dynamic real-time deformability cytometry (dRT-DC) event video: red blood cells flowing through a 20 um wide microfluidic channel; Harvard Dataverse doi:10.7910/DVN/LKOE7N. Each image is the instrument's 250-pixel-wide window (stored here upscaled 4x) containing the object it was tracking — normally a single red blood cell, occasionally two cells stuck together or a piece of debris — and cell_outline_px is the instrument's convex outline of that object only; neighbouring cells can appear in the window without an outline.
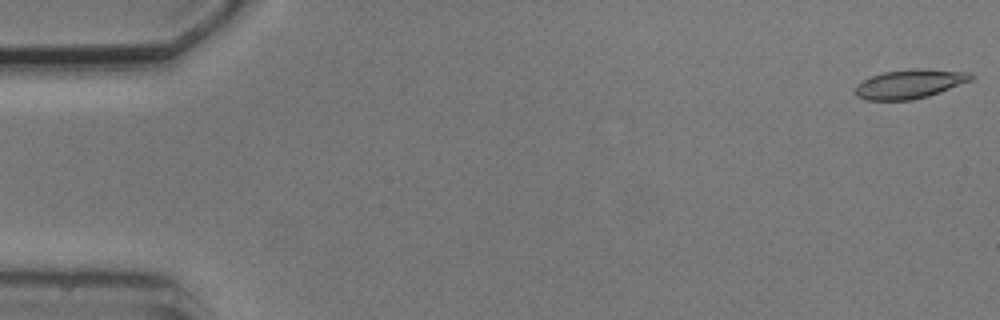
{"species": "common noctule bat (a hibernating species)", "species_latin": "Nyctalus noctula", "temperature_condition": "cold", "stored_images_in_passage": 4, "camera_frame_rate_fps": 3000, "um_per_image_px": 0.085, "animal": {"sex": "male", "body_mass_g": 20.5, "forearm_length_mm": 52.5}, "frame": {"image": 1, "passage_image": 1, "time_ms": 0.0, "image_size_px": [1000, 320], "cell_outline_px": [[976, 76], [972, 80], [940, 92], [928, 96], [912, 100], [864, 100], [856, 96], [852, 92], [856, 84], [872, 76], [884, 72], [908, 68], [920, 68], [972, 72]], "centroid_in_image_um": [77.32, 7.13], "position_along_channel_um": 7.7, "area_um2": 20.0}}